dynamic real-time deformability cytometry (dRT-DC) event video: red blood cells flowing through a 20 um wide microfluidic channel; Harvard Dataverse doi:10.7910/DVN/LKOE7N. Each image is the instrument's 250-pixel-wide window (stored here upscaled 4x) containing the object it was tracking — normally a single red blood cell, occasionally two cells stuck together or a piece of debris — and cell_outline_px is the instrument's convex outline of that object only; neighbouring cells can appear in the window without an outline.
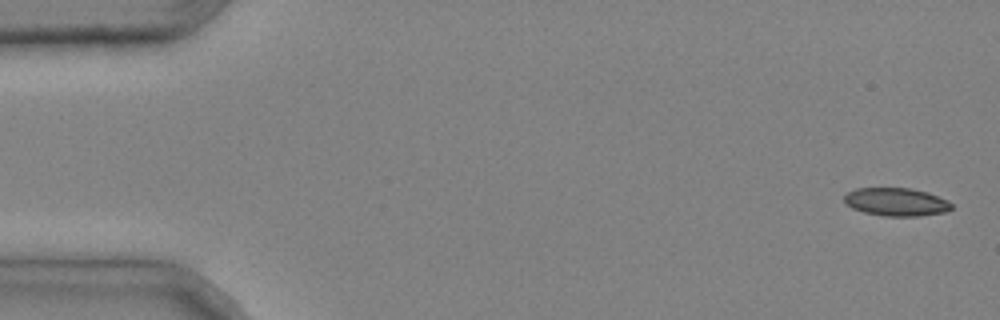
{"species": "common noctule bat (a hibernating species)", "species_latin": "Nyctalus noctula", "temperature_condition": "cold", "stored_images_in_passage": 5, "camera_frame_rate_fps": 3000, "um_per_image_px": 0.085, "animal": {"sex": "male", "body_mass_g": 20.4}, "frame": {"image": 1, "passage_image": 1, "time_ms": 0.0, "image_size_px": [1000, 320], "cell_outline_px": [[952, 208], [944, 212], [920, 216], [884, 216], [864, 212], [852, 208], [844, 204], [844, 196], [848, 192], [856, 188], [912, 188], [928, 192], [948, 200], [952, 204]], "centroid_in_image_um": [76.17, 17.16], "position_along_channel_um": 8.8, "area_um2": 17.69}}